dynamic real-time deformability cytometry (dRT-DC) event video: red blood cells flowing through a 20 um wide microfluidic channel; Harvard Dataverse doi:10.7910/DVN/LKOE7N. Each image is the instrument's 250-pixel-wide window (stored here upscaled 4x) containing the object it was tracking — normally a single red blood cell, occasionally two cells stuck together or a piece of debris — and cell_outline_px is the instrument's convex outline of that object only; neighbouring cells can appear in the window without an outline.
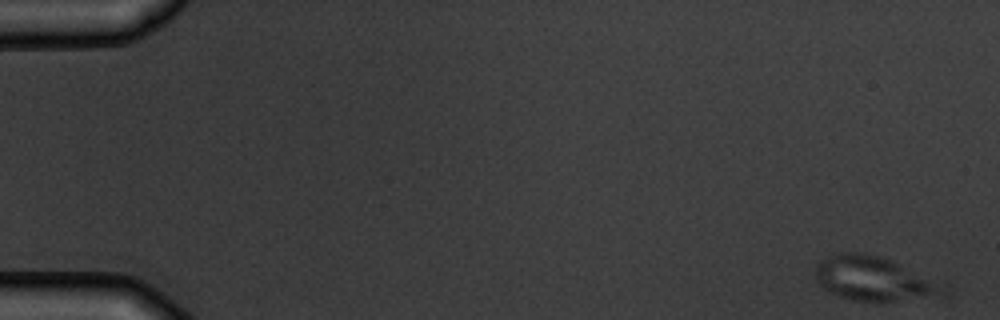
{"species": "common noctule bat (a hibernating species)", "species_latin": "Nyctalus noctula", "temperature_condition": "warm", "stored_images_in_passage": 5, "camera_frame_rate_fps": 3000, "um_per_image_px": 0.085, "animal": {"sex": "male", "body_mass_g": 19.5, "forearm_length_mm": 54.6}, "frame": {"image": 1, "passage_image": 1, "time_ms": 0.0, "image_size_px": [1000, 320], "cell_outline_px": [[940, 292], [892, 300], [860, 300], [840, 296], [832, 292], [820, 284], [816, 280], [812, 272], [816, 264], [820, 260], [828, 256], [840, 252], [860, 252], [880, 256], [892, 260], [940, 284]], "centroid_in_image_um": [74.02, 23.6], "position_along_channel_um": 11.0, "area_um2": 31.1}}